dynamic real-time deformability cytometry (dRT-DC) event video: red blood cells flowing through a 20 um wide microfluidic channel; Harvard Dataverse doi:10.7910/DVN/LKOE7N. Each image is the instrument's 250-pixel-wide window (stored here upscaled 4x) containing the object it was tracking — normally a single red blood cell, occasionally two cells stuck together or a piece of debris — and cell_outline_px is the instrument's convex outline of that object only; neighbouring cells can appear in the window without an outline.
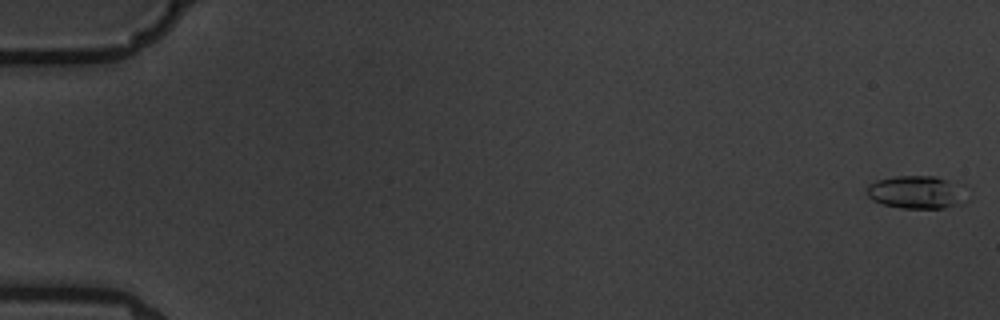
{"species": "common noctule bat (a hibernating species)", "species_latin": "Nyctalus noctula", "temperature_condition": "warm", "stored_images_in_passage": 5, "camera_frame_rate_fps": 3000, "um_per_image_px": 0.085, "animal": {"sex": "male", "body_mass_g": 19.5, "forearm_length_mm": 54.6}, "frame": {"image": 1, "passage_image": 1, "time_ms": 0.0, "image_size_px": [1000, 320], "cell_outline_px": [[964, 204], [944, 208], [900, 208], [884, 204], [872, 200], [868, 196], [868, 184], [876, 180], [896, 176], [936, 176], [952, 184]], "centroid_in_image_um": [77.73, 16.35], "position_along_channel_um": 7.3, "area_um2": 18.21}}